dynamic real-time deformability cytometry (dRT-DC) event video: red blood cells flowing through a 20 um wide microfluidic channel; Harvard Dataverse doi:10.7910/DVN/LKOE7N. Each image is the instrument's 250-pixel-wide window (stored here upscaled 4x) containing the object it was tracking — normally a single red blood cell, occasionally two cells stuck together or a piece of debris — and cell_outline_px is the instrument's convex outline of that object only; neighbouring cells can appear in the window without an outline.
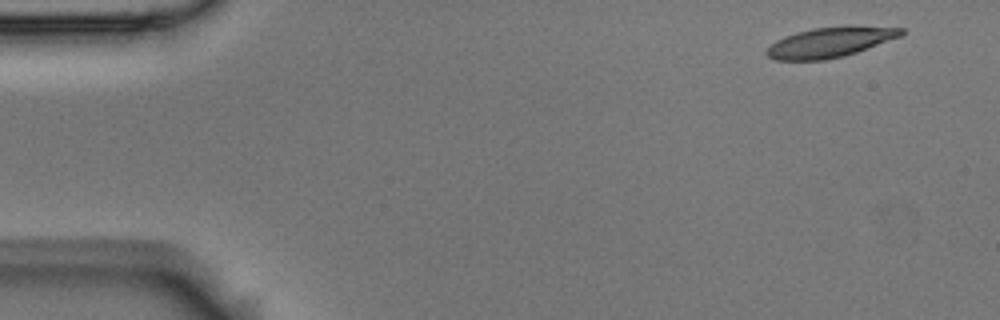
{"species": "Egyptian fruit bat (a non-hibernating species)", "species_latin": "Rousettus aegyptiacus", "temperature_condition": "room temperature", "stored_images_in_passage": 4, "camera_frame_rate_fps": 3000, "um_per_image_px": 0.085, "animal": {"sex": "male"}, "frame": {"image": 1, "passage_image": 1, "time_ms": 0.0, "image_size_px": [1000, 320], "cell_outline_px": [[904, 32], [900, 36], [856, 52], [844, 56], [824, 60], [776, 60], [768, 56], [764, 52], [776, 40], [784, 36], [796, 32], [812, 28], [852, 24], [904, 28]], "centroid_in_image_um": [70.56, 3.56], "position_along_channel_um": 14.4, "area_um2": 23.87}}